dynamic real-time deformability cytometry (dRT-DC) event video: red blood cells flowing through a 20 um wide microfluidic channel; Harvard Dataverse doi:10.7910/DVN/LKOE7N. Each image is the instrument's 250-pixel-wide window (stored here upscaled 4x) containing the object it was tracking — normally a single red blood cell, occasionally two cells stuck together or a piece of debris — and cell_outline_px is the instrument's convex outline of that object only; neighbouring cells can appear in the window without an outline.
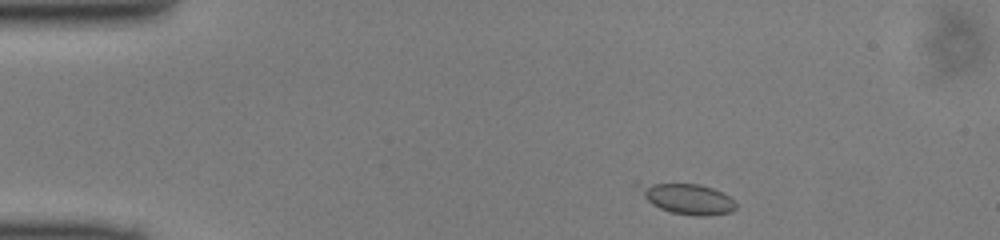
{"species": "common noctule bat (a hibernating species)", "species_latin": "Nyctalus noctula", "temperature_condition": "cold", "stored_images_in_passage": 43, "camera_frame_rate_fps": 3000, "um_per_image_px": 0.085, "animal": {"sex": "male", "body_mass_g": 13.0, "forearm_length_mm": 53.1}, "frame": {"image": 1, "passage_image": 2, "time_ms": 0.333, "image_size_px": [1000, 240], "cell_outline_px": [[736, 208], [732, 212], [708, 216], [692, 216], [672, 212], [660, 208], [652, 204], [632, 184], [636, 180], [700, 184], [712, 188], [728, 196], [736, 204]], "centroid_in_image_um": [58.29, 16.84], "position_along_channel_um": 26.7, "area_um2": 17.92}}
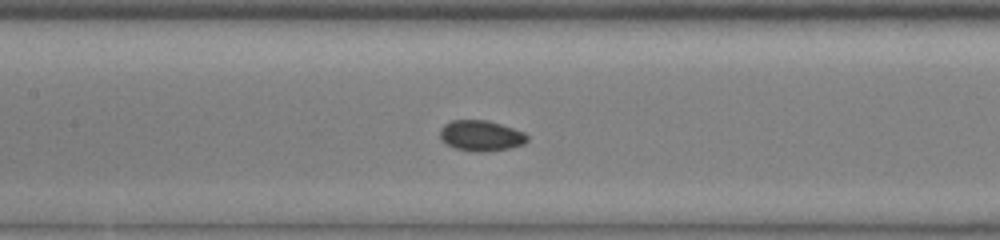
{"frame": {"image": 2, "passage_image": 17, "time_ms": 5.333, "image_size_px": [1000, 240], "cell_outline_px": [[528, 140], [524, 144], [508, 148], [484, 152], [476, 152], [456, 148], [440, 140], [440, 128], [444, 124], [452, 120], [488, 120], [524, 132], [528, 136]], "centroid_in_image_um": [40.87, 11.53], "position_along_channel_um": 166.5, "area_um2": 15.55}}
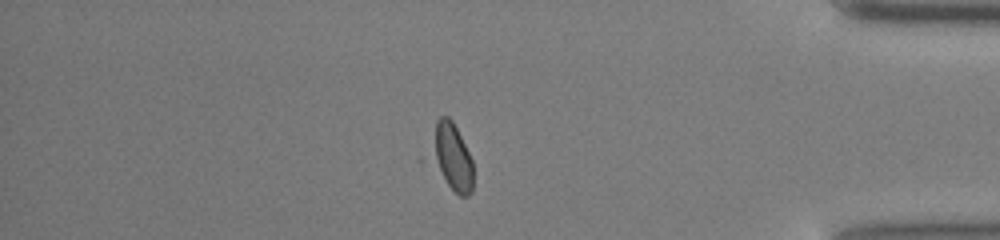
{"frame": {"image": 3, "passage_image": 36, "time_ms": 11.667, "image_size_px": [1000, 240], "cell_outline_px": [[472, 192], [468, 196], [460, 196], [448, 184], [428, 156], [436, 120], [440, 116], [448, 116], [452, 120], [472, 160]], "centroid_in_image_um": [38.37, 13.3], "position_along_channel_um": 396.8, "area_um2": 16.24}}